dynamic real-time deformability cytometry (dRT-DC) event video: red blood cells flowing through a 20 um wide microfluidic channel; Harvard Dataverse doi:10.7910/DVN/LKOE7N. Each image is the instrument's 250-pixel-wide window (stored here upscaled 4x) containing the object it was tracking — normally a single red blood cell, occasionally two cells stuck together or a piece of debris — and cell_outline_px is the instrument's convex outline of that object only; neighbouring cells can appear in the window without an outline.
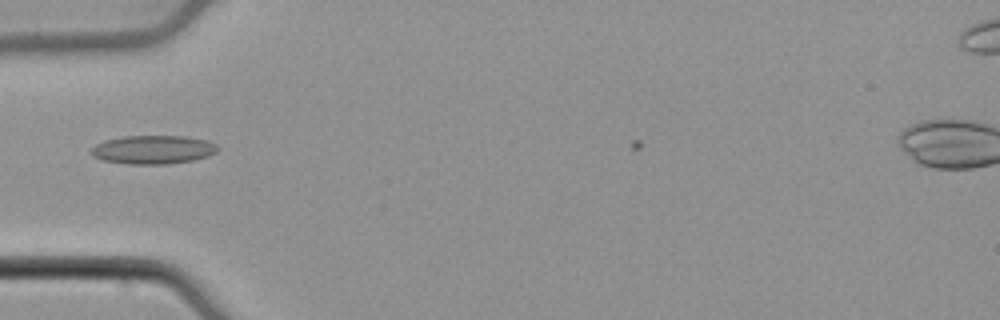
{"species": "common noctule bat (a hibernating species)", "species_latin": "Nyctalus noctula", "temperature_condition": "cold", "stored_images_in_passage": 13, "camera_frame_rate_fps": 3000, "um_per_image_px": 0.085, "animal": {"sex": "male", "body_mass_g": 21.5, "forearm_length_mm": 52.0}, "frame": {"image": 1, "passage_image": 3, "time_ms": 0.667, "image_size_px": [1000, 320], "cell_outline_px": [[220, 148], [216, 152], [208, 156], [192, 160], [168, 164], [128, 164], [104, 160], [92, 156], [88, 152], [96, 144], [104, 140], [124, 136], [184, 136], [208, 140], [216, 144]], "centroid_in_image_um": [13.01, 12.71], "position_along_channel_um": 72.0, "area_um2": 21.21}}
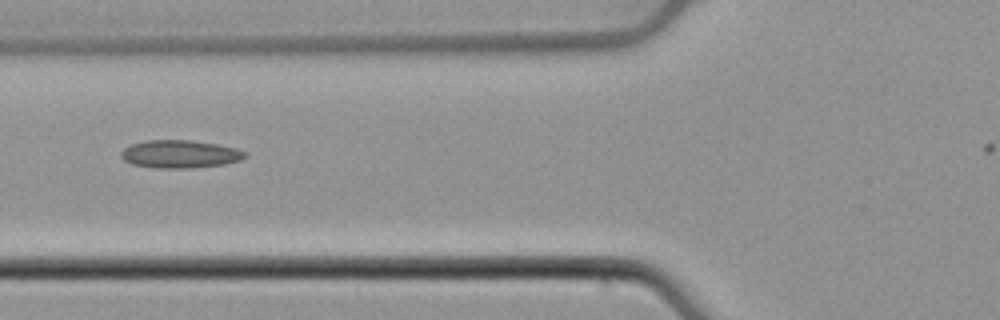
{"frame": {"image": 2, "passage_image": 6, "time_ms": 1.667, "image_size_px": [1000, 320], "cell_outline_px": [[248, 156], [240, 160], [224, 164], [192, 168], [156, 168], [132, 164], [124, 160], [120, 156], [120, 152], [124, 148], [132, 144], [144, 140], [192, 140], [216, 144], [236, 148], [248, 152]], "centroid_in_image_um": [15.3, 13.09], "position_along_channel_um": 110.5, "area_um2": 20.29}}
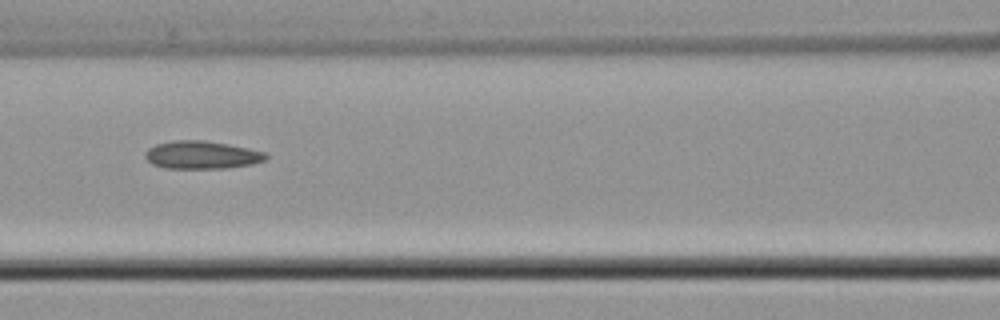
{"frame": {"image": 3, "passage_image": 9, "time_ms": 2.667, "image_size_px": [1000, 320], "cell_outline_px": [[268, 156], [264, 160], [252, 164], [224, 168], [164, 168], [152, 164], [144, 156], [144, 152], [148, 148], [156, 144], [172, 140], [204, 140], [228, 144], [248, 148], [264, 152]], "centroid_in_image_um": [17.1, 13.16], "position_along_channel_um": 149.5, "area_um2": 19.59}}